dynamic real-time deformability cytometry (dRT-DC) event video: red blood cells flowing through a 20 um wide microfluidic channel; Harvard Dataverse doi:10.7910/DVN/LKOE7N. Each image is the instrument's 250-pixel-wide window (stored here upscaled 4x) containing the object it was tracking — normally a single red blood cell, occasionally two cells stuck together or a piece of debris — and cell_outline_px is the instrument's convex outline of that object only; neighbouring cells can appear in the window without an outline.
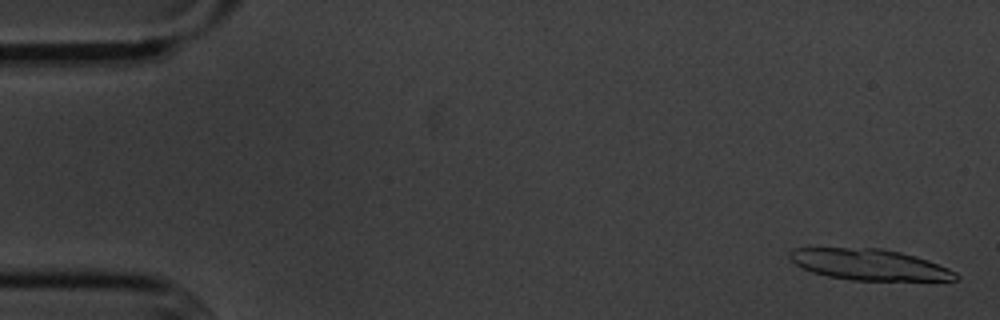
{"species": "common noctule bat (a hibernating species)", "species_latin": "Nyctalus noctula", "temperature_condition": "cold", "stored_images_in_passage": 6, "segment_of_instrument_passage": [2, 2], "camera_frame_rate_fps": 3000, "um_per_image_px": 0.085, "animal": {"sex": "male", "body_mass_g": 20.1, "forearm_length_mm": 53.5}, "frame": {"image": 1, "passage_image": 6, "time_ms": 6.667, "image_size_px": [1000, 320], "cell_outline_px": [[960, 280], [852, 280], [828, 276], [812, 272], [796, 264], [788, 256], [788, 252], [792, 248], [880, 248], [900, 252], [916, 256], [928, 260], [948, 268], [956, 272], [960, 276]], "centroid_in_image_um": [73.91, 22.48], "position_along_channel_um": 11.1, "area_um2": 29.94}}